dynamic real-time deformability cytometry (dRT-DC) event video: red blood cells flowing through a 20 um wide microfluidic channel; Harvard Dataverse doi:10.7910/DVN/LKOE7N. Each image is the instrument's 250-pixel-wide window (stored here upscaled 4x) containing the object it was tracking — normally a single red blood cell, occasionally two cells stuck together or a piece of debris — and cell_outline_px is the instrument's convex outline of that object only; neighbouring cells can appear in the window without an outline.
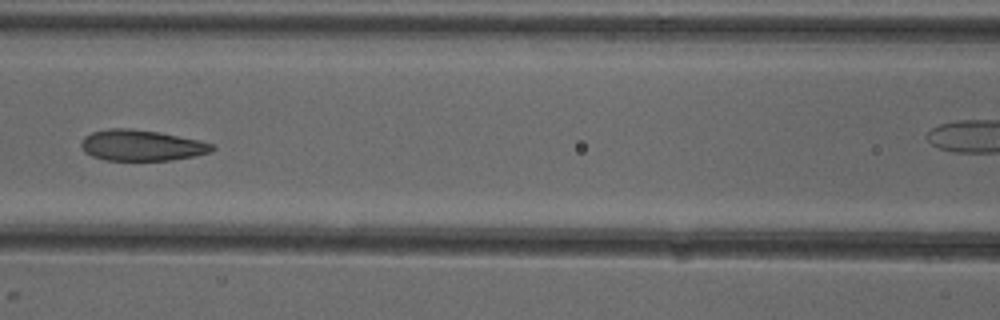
{"species": "common noctule bat (a hibernating species)", "species_latin": "Nyctalus noctula", "temperature_condition": "cold", "stored_images_in_passage": 7, "segment_of_instrument_passage": [1, 2], "camera_frame_rate_fps": 3000, "um_per_image_px": 0.085, "animal": {"sex": "female"}, "frame": {"image": 1, "passage_image": 6, "time_ms": 5.667, "image_size_px": [1000, 320], "cell_outline_px": [[216, 148], [212, 152], [196, 156], [172, 160], [104, 160], [92, 156], [84, 152], [80, 144], [84, 136], [92, 132], [112, 128], [128, 128], [160, 132], [200, 140], [212, 144]], "centroid_in_image_um": [12.05, 12.36], "position_along_channel_um": 154.6, "area_um2": 23.76}}